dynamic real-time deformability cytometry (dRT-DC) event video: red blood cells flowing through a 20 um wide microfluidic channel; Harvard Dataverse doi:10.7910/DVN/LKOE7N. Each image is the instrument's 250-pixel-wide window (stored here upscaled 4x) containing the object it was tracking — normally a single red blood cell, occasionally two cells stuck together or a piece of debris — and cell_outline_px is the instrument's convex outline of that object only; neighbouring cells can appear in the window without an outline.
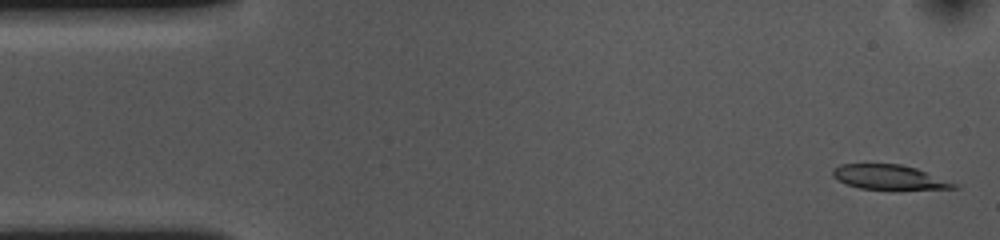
{"species": "common noctule bat (a hibernating species)", "species_latin": "Nyctalus noctula", "temperature_condition": "cold", "stored_images_in_passage": 53, "camera_frame_rate_fps": 3000, "um_per_image_px": 0.085, "animal": {"sex": "female", "body_mass_g": 10.0, "forearm_length_mm": 53.1}, "frame": {"image": 1, "passage_image": 1, "time_ms": 0.0, "image_size_px": [1000, 240], "cell_outline_px": [[960, 188], [860, 188], [836, 180], [832, 176], [832, 168], [840, 164], [900, 164], [916, 168], [960, 184]], "centroid_in_image_um": [75.56, 15.03], "position_along_channel_um": 9.4, "area_um2": 17.05}}
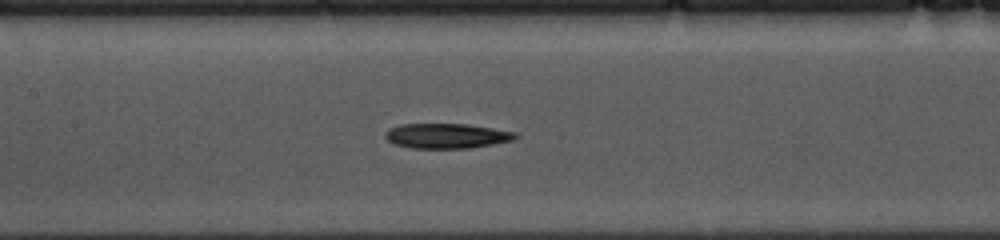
{"frame": {"image": 2, "passage_image": 23, "time_ms": 7.333, "image_size_px": [1000, 240], "cell_outline_px": [[520, 136], [512, 140], [492, 144], [468, 148], [412, 148], [392, 144], [384, 136], [384, 132], [388, 128], [400, 124], [468, 124], [516, 132]], "centroid_in_image_um": [37.92, 11.54], "position_along_channel_um": 169.5, "area_um2": 19.02}}
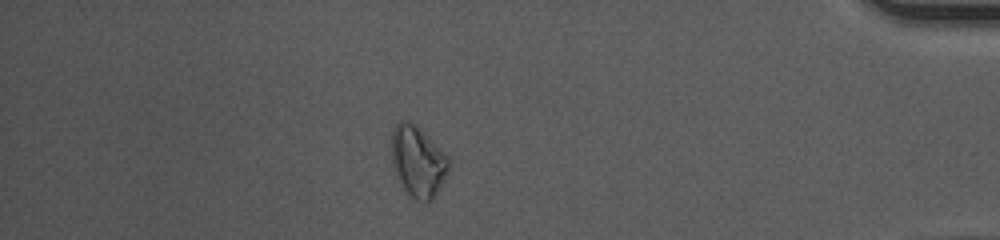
{"frame": {"image": 3, "passage_image": 46, "time_ms": 15.0, "image_size_px": [1000, 240], "cell_outline_px": [[448, 172], [432, 200], [416, 200], [404, 192], [396, 176], [392, 164], [392, 132], [396, 124], [400, 120], [408, 120], [416, 124], [448, 156]], "centroid_in_image_um": [35.49, 13.71], "position_along_channel_um": 399.7, "area_um2": 23.58}, "authors_computed_cell_mechanics": {"area_um2": 19.3052, "velocity_mm_per_s": 3.6032, "shape_relaxation_time_tau1_ms": 6.3849, "shape_relaxation_time_tau2_ms": null, "deformation_change_tau1": 0.1243, "deformation_change_tau2": null}}